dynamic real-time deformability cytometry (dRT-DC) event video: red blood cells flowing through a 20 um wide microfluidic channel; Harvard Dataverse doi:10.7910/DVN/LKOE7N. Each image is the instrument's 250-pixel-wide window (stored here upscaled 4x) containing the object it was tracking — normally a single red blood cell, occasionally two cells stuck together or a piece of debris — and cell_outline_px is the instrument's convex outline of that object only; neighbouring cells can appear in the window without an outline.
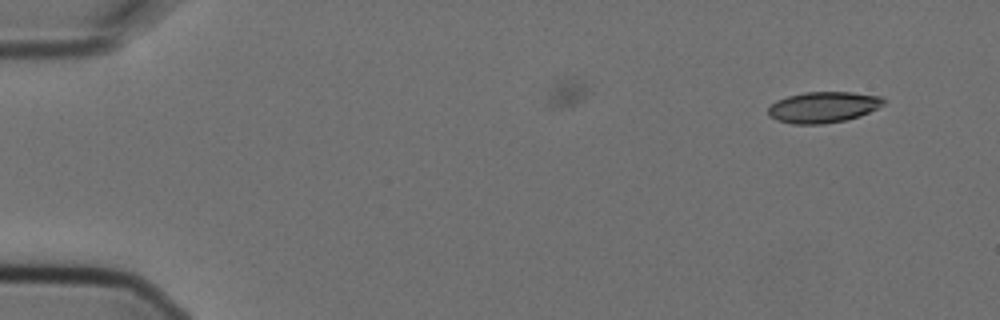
{"species": "Egyptian fruit bat (a non-hibernating species)", "species_latin": "Rousettus aegyptiacus", "temperature_condition": "cold", "stored_images_in_passage": 7, "camera_frame_rate_fps": 3000, "um_per_image_px": 0.085, "animal": {"sex": "female"}, "frame": {"image": 1, "passage_image": 1, "time_ms": 0.0, "image_size_px": [1000, 320], "cell_outline_px": [[888, 100], [884, 104], [860, 116], [844, 120], [824, 124], [792, 124], [776, 120], [768, 116], [768, 108], [776, 100], [788, 96], [804, 92], [852, 92], [880, 96]], "centroid_in_image_um": [69.96, 9.11], "position_along_channel_um": 15.0, "area_um2": 20.92}}
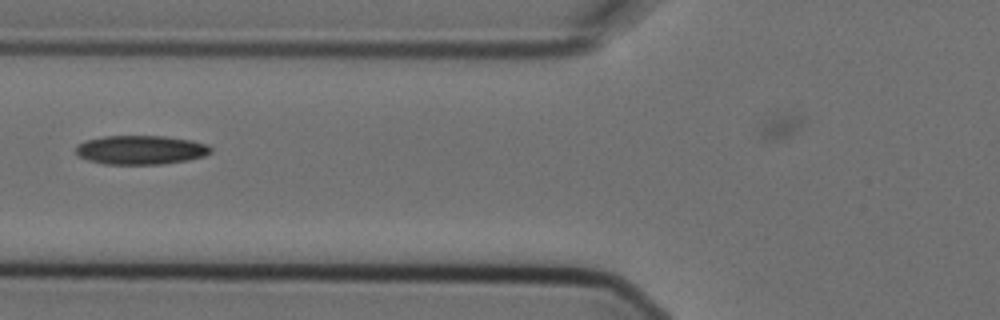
{"frame": {"image": 2, "passage_image": 6, "time_ms": 1.667, "image_size_px": [1000, 320], "cell_outline_px": [[212, 152], [204, 156], [188, 160], [160, 164], [104, 164], [88, 160], [76, 156], [76, 144], [84, 140], [104, 136], [164, 136], [192, 140], [208, 144], [212, 148]], "centroid_in_image_um": [11.95, 12.74], "position_along_channel_um": 113.9, "area_um2": 23.06}}
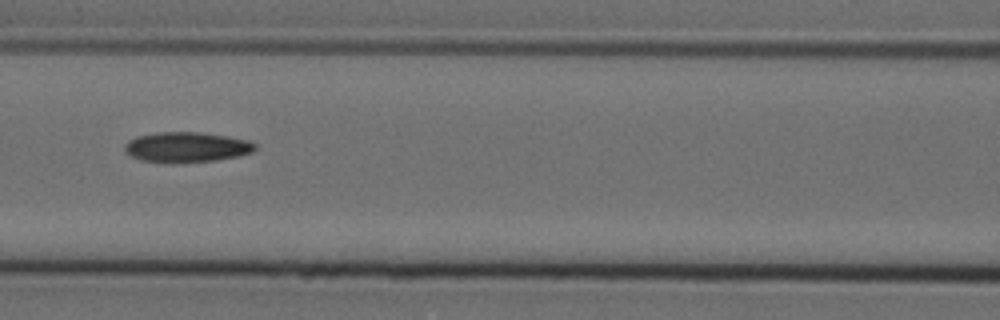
{"frame": {"image": 3, "passage_image": 7, "time_ms": 2.0, "image_size_px": [1000, 320], "cell_outline_px": [[256, 148], [252, 152], [240, 156], [216, 160], [140, 160], [124, 152], [124, 144], [128, 140], [136, 136], [156, 132], [200, 132], [228, 136], [248, 140], [256, 144]], "centroid_in_image_um": [15.87, 12.46], "position_along_channel_um": 150.7, "area_um2": 22.31}}